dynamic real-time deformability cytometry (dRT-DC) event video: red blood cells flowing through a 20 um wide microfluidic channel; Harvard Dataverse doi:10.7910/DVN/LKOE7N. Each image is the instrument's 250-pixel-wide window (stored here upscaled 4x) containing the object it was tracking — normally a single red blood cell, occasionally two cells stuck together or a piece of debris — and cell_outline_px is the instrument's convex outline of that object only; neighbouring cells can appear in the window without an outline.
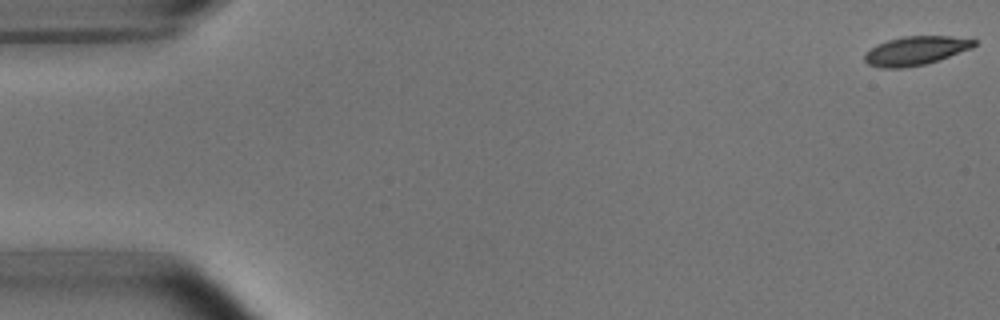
{"species": "common noctule bat (a hibernating species)", "species_latin": "Nyctalus noctula", "temperature_condition": "room temperature", "stored_images_in_passage": 1, "camera_frame_rate_fps": 3000, "um_per_image_px": 0.085, "animal": {"sex": "male", "body_mass_g": 15.6}, "frame": {"image": 1, "passage_image": 1, "time_ms": 0.0, "image_size_px": [1000, 320], "cell_outline_px": [[976, 44], [972, 48], [924, 64], [900, 68], [880, 68], [868, 64], [864, 60], [864, 56], [872, 48], [888, 40], [904, 36], [948, 36], [976, 40]], "centroid_in_image_um": [77.82, 4.31], "position_along_channel_um": 7.2, "area_um2": 17.92}}